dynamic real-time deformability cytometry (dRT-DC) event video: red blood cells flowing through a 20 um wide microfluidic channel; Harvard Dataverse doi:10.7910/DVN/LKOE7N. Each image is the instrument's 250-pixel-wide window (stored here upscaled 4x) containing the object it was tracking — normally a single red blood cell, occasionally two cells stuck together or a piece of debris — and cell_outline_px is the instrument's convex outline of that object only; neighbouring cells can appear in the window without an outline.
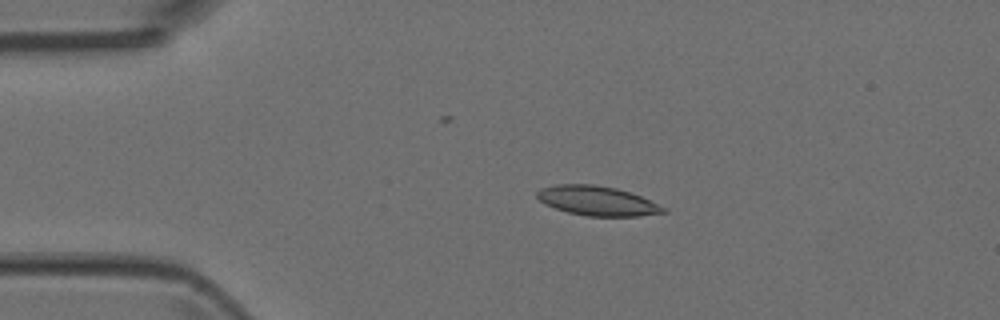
{"species": "Egyptian fruit bat (a non-hibernating species)", "species_latin": "Rousettus aegyptiacus", "temperature_condition": "room temperature", "stored_images_in_passage": 3, "camera_frame_rate_fps": 3000, "um_per_image_px": 0.085, "animal": {"sex": "female"}, "frame": {"image": 1, "passage_image": 2, "time_ms": 0.333, "image_size_px": [1000, 320], "cell_outline_px": [[668, 212], [640, 216], [588, 216], [568, 212], [544, 204], [536, 196], [536, 192], [540, 188], [556, 184], [592, 184], [616, 188], [640, 196], [668, 208]], "centroid_in_image_um": [50.77, 17.07], "position_along_channel_um": 34.2, "area_um2": 21.73}}